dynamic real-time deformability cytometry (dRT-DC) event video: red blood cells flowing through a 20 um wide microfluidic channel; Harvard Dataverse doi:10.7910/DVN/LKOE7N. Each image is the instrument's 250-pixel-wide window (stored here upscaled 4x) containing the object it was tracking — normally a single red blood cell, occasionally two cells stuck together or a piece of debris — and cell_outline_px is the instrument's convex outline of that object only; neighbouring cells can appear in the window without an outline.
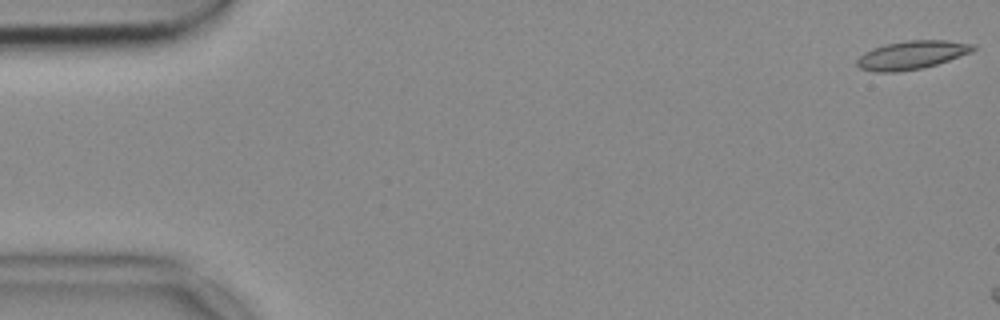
{"species": "common noctule bat (a hibernating species)", "species_latin": "Nyctalus noctula", "temperature_condition": "cold", "stored_images_in_passage": 7, "camera_frame_rate_fps": 3000, "um_per_image_px": 0.085, "animal": {"sex": "female", "body_mass_g": 18.4}, "frame": {"image": 1, "passage_image": 1, "time_ms": 0.0, "image_size_px": [1000, 320], "cell_outline_px": [[976, 48], [972, 52], [924, 68], [896, 72], [876, 72], [860, 68], [856, 64], [856, 60], [864, 52], [872, 48], [888, 44], [908, 40], [948, 40], [976, 44]], "centroid_in_image_um": [77.51, 4.67], "position_along_channel_um": 7.5, "area_um2": 19.25}}